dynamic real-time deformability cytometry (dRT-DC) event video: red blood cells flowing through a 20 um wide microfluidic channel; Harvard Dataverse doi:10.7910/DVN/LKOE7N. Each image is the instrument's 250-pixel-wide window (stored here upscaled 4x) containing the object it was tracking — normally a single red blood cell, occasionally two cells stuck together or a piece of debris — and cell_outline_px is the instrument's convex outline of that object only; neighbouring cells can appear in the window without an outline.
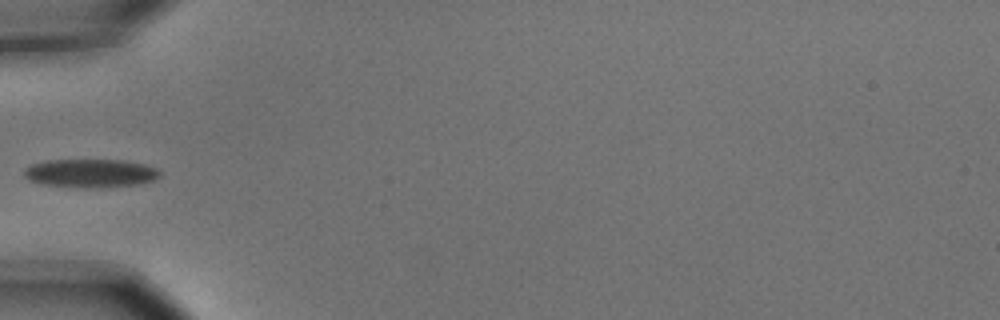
{"species": "common noctule bat (a hibernating species)", "species_latin": "Nyctalus noctula", "temperature_condition": "cold", "stored_images_in_passage": 4, "camera_frame_rate_fps": 3000, "um_per_image_px": 0.085, "animal": {"sex": "male", "body_mass_g": 15.6}, "frame": {"image": 1, "passage_image": 4, "time_ms": 1.0, "image_size_px": [1000, 320], "cell_outline_px": [[160, 176], [152, 180], [140, 184], [84, 188], [44, 184], [28, 180], [24, 176], [24, 168], [32, 164], [48, 160], [124, 160], [144, 164], [156, 168], [160, 172]], "centroid_in_image_um": [7.67, 14.71], "position_along_channel_um": 77.3, "area_um2": 22.37}}